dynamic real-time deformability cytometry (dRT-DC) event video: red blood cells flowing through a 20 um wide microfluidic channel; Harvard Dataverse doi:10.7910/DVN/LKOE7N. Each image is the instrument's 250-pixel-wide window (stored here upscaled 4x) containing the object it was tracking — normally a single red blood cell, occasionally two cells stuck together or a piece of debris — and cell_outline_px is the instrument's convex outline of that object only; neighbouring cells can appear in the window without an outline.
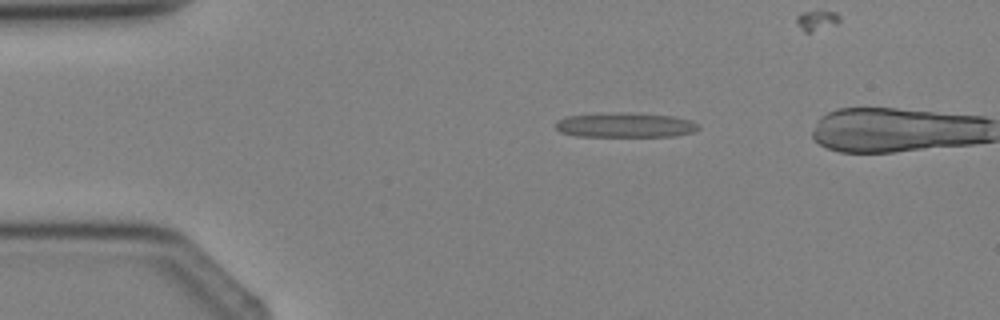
{"species": "Egyptian fruit bat (a non-hibernating species)", "species_latin": "Rousettus aegyptiacus", "temperature_condition": "cold", "stored_images_in_passage": 5, "camera_frame_rate_fps": 3000, "um_per_image_px": 0.085, "animal": {"sex": "female"}, "frame": {"image": 1, "passage_image": 2, "time_ms": 1.0, "image_size_px": [1000, 320], "cell_outline_px": [[700, 128], [692, 132], [672, 136], [576, 136], [560, 132], [556, 128], [556, 120], [564, 116], [604, 112], [636, 112], [676, 116], [692, 120]], "centroid_in_image_um": [53.11, 10.6], "position_along_channel_um": 31.9, "area_um2": 21.04}}